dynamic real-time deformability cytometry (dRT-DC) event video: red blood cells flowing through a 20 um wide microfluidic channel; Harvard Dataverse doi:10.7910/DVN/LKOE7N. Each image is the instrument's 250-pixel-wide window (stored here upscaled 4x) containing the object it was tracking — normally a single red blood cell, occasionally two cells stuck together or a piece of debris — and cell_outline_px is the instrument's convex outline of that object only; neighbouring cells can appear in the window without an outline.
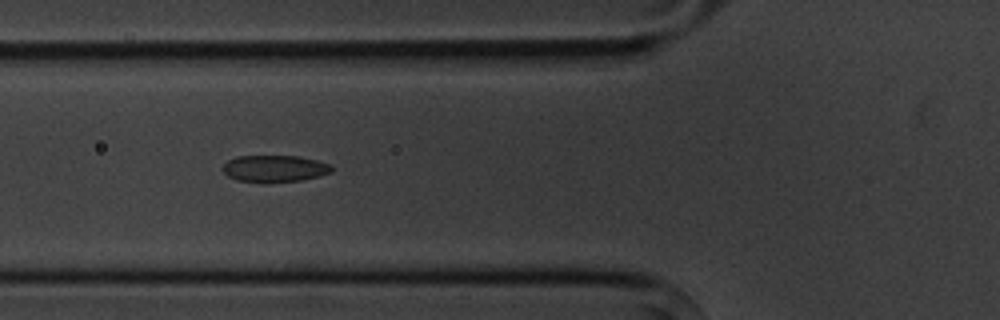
{"species": "common noctule bat (a hibernating species)", "species_latin": "Nyctalus noctula", "temperature_condition": "cold", "stored_images_in_passage": 10, "camera_frame_rate_fps": 3000, "um_per_image_px": 0.085, "animal": {"sex": "male", "body_mass_g": 20.1, "forearm_length_mm": 53.5}, "frame": {"image": 1, "passage_image": 6, "time_ms": 5.667, "image_size_px": [1000, 320], "cell_outline_px": [[332, 172], [300, 180], [260, 184], [236, 180], [228, 176], [220, 168], [228, 160], [236, 156], [300, 156], [332, 164]], "centroid_in_image_um": [23.29, 14.34], "position_along_channel_um": 102.5, "area_um2": 17.34}}
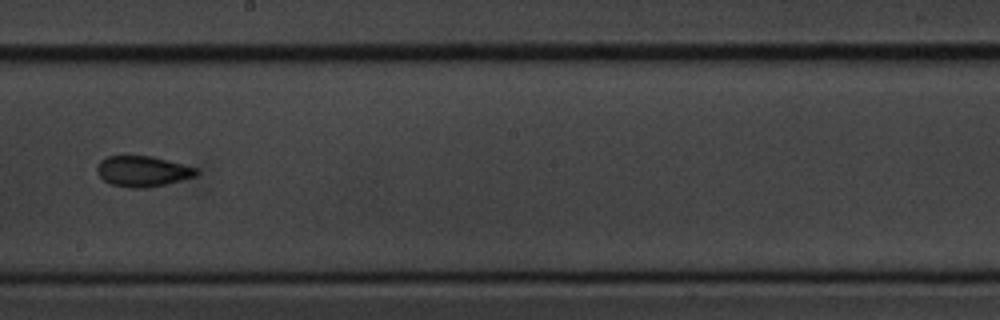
{"frame": {"image": 2, "passage_image": 9, "time_ms": 9.333, "image_size_px": [1000, 320], "cell_outline_px": [[200, 172], [196, 176], [164, 184], [144, 188], [132, 188], [112, 184], [104, 180], [100, 176], [96, 168], [100, 160], [108, 156], [152, 156], [184, 164], [196, 168]], "centroid_in_image_um": [12.14, 14.55], "position_along_channel_um": 236.1, "area_um2": 17.57}}
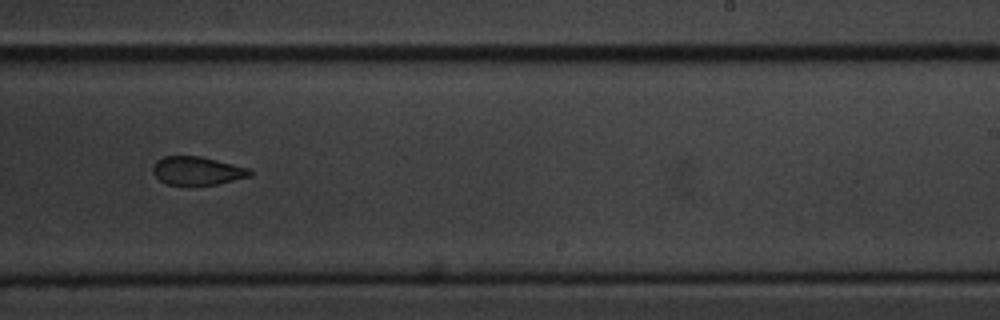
{"frame": {"image": 3, "passage_image": 10, "time_ms": 10.333, "image_size_px": [1000, 320], "cell_outline_px": [[252, 176], [216, 184], [188, 188], [168, 184], [160, 180], [152, 172], [152, 168], [156, 160], [164, 156], [200, 156], [248, 168], [252, 172]], "centroid_in_image_um": [16.72, 14.55], "position_along_channel_um": 272.3, "area_um2": 16.47}}